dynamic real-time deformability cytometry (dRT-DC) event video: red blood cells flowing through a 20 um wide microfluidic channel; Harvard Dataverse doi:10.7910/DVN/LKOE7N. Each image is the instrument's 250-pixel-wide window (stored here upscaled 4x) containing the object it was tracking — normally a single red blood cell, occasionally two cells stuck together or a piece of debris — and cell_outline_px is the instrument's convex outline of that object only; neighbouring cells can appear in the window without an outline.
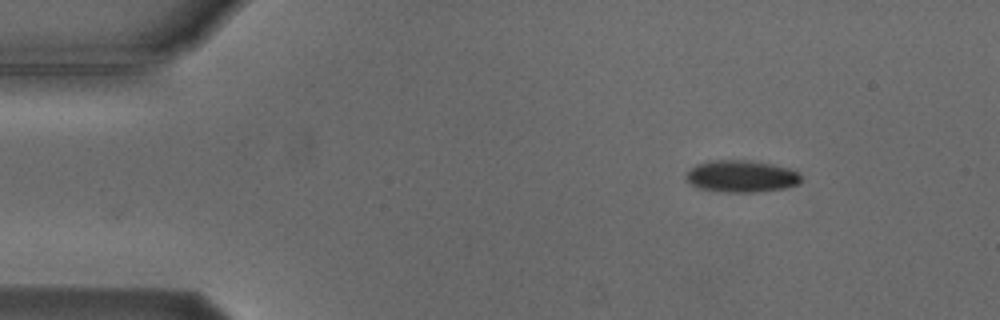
{"species": "Egyptian fruit bat (a non-hibernating species)", "species_latin": "Rousettus aegyptiacus", "temperature_condition": "cold", "stored_images_in_passage": 3, "camera_frame_rate_fps": 3000, "um_per_image_px": 0.085, "animal": {"sex": "male"}, "frame": {"image": 1, "passage_image": 3, "time_ms": 2.333, "image_size_px": [1000, 320], "cell_outline_px": [[800, 184], [784, 188], [756, 192], [720, 192], [696, 188], [684, 180], [684, 176], [688, 168], [696, 164], [708, 160], [752, 160], [772, 164], [788, 168], [796, 172], [800, 176]], "centroid_in_image_um": [62.92, 14.98], "position_along_channel_um": 22.1, "area_um2": 21.85}}